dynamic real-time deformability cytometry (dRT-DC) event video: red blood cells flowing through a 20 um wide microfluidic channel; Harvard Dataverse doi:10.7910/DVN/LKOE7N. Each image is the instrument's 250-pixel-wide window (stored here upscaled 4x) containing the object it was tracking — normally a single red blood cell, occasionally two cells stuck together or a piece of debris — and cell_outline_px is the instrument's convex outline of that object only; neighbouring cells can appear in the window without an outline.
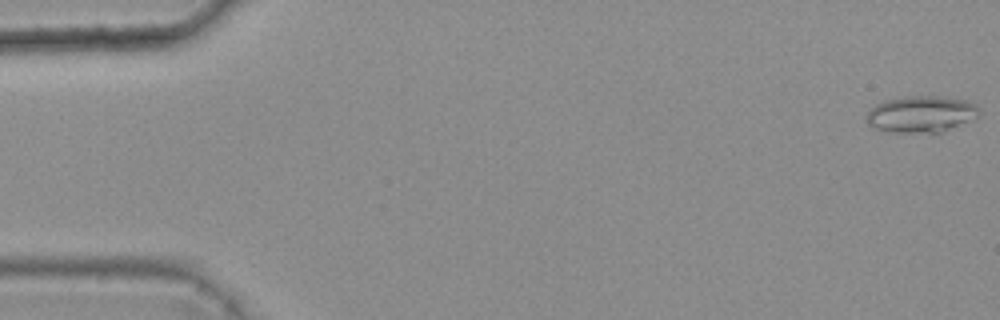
{"species": "common noctule bat (a hibernating species)", "species_latin": "Nyctalus noctula", "temperature_condition": "warm", "stored_images_in_passage": 5, "camera_frame_rate_fps": 3000, "um_per_image_px": 0.085, "animal": {"sex": "female", "body_mass_g": 25.1}, "frame": {"image": 1, "passage_image": 1, "time_ms": 0.0, "image_size_px": [1000, 320], "cell_outline_px": [[980, 108], [976, 116], [944, 132], [896, 132], [872, 128], [868, 124], [864, 116], [876, 104], [884, 100], [904, 96], [948, 96], [964, 100], [976, 104]], "centroid_in_image_um": [78.26, 9.68], "position_along_channel_um": 6.7, "area_um2": 23.99}}